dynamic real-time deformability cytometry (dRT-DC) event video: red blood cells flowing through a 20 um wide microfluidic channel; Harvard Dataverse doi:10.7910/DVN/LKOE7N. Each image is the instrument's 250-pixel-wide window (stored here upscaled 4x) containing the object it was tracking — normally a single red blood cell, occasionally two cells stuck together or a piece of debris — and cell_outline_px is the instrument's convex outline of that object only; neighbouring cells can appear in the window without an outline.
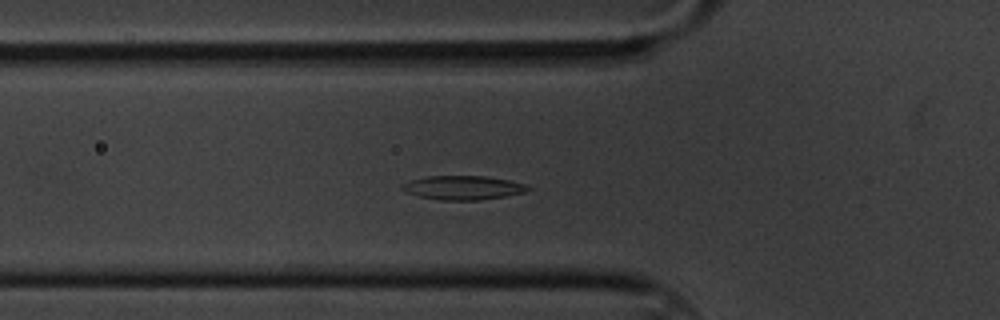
{"species": "common noctule bat (a hibernating species)", "species_latin": "Nyctalus noctula", "temperature_condition": "cold", "stored_images_in_passage": 55, "camera_frame_rate_fps": 3000, "um_per_image_px": 0.085, "animal": {"sex": "male", "body_mass_g": 20.1, "forearm_length_mm": 53.5}, "frame": {"image": 1, "passage_image": 15, "time_ms": 4.667, "image_size_px": [1000, 320], "cell_outline_px": [[532, 188], [524, 192], [504, 196], [480, 200], [440, 200], [420, 196], [404, 192], [400, 188], [400, 184], [424, 176], [484, 176], [508, 180], [524, 184]], "centroid_in_image_um": [39.3, 15.95], "position_along_channel_um": 86.5, "area_um2": 17.51}}
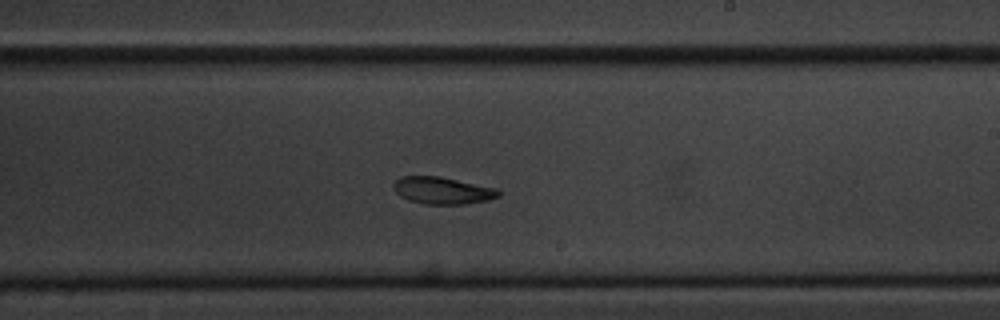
{"frame": {"image": 2, "passage_image": 30, "time_ms": 9.667, "image_size_px": [1000, 320], "cell_outline_px": [[500, 196], [488, 200], [464, 204], [424, 204], [408, 200], [400, 196], [392, 188], [392, 184], [400, 176], [440, 176], [496, 188], [500, 192]], "centroid_in_image_um": [37.58, 16.19], "position_along_channel_um": 251.4, "area_um2": 16.65}}
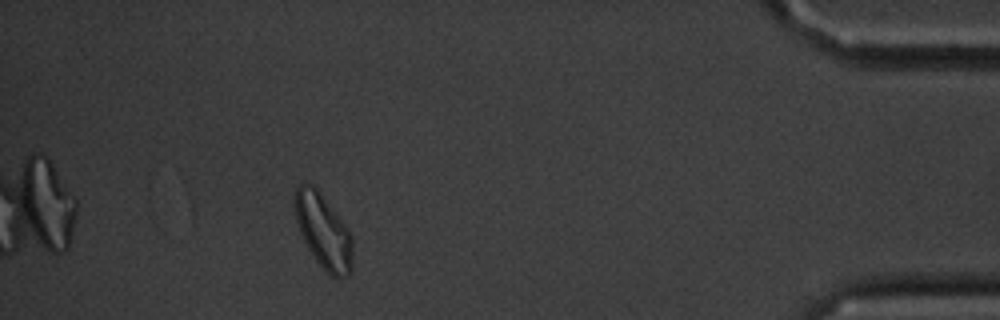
{"frame": {"image": 3, "passage_image": 49, "time_ms": 16.0, "image_size_px": [1000, 320], "cell_outline_px": [[352, 272], [348, 276], [340, 280], [332, 276], [316, 260], [308, 248], [300, 232], [296, 220], [292, 196], [296, 188], [300, 184], [308, 184], [316, 188], [348, 228], [352, 236]], "centroid_in_image_um": [27.49, 19.68], "position_along_channel_um": 407.7, "area_um2": 25.03}, "authors_computed_cell_mechanics": {"area_um2": 17.6868, "velocity_mm_per_s": 3.2911, "shape_relaxation_time_tau1_ms": 5.955, "shape_relaxation_time_tau2_ms": null, "deformation_change_tau1": 0.1204, "deformation_change_tau2": null}}